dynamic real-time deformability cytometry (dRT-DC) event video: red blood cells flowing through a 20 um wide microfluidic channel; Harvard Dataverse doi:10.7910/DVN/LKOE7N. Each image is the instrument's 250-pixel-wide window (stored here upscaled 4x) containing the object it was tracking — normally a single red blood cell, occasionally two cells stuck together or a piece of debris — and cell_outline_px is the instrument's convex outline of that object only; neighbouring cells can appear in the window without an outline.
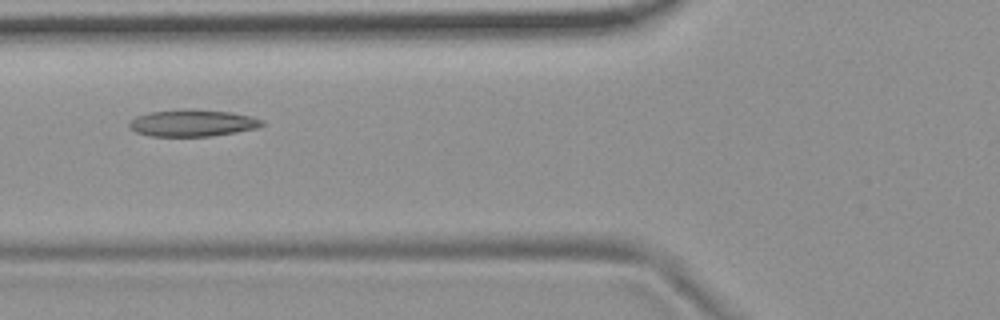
{"species": "common noctule bat (a hibernating species)", "species_latin": "Nyctalus noctula", "temperature_condition": "room temperature", "stored_images_in_passage": 10, "camera_frame_rate_fps": 3000, "um_per_image_px": 0.085, "animal": {"sex": "female", "body_mass_g": 19.9}, "frame": {"image": 1, "passage_image": 5, "time_ms": 1.333, "image_size_px": [1000, 320], "cell_outline_px": [[264, 124], [256, 128], [236, 132], [212, 136], [148, 136], [136, 132], [128, 128], [128, 124], [136, 116], [148, 112], [192, 108], [232, 112], [252, 116], [264, 120]], "centroid_in_image_um": [16.36, 10.45], "position_along_channel_um": 109.4, "area_um2": 21.04}}
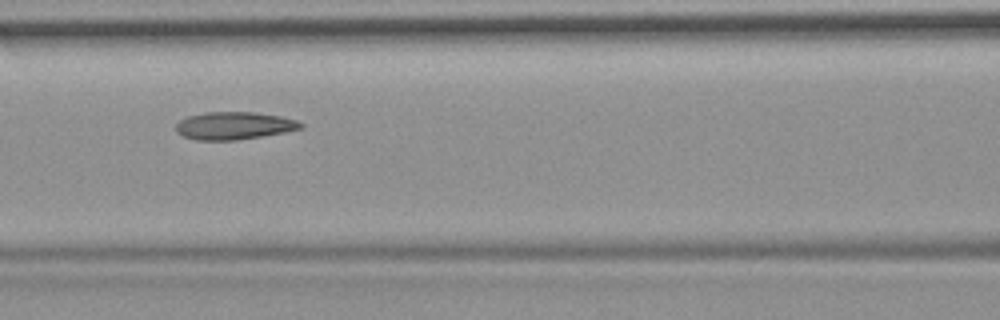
{"frame": {"image": 2, "passage_image": 6, "time_ms": 1.667, "image_size_px": [1000, 320], "cell_outline_px": [[304, 128], [284, 132], [236, 140], [196, 140], [184, 136], [176, 132], [176, 124], [180, 120], [188, 116], [204, 112], [256, 112], [280, 116], [296, 120], [304, 124]], "centroid_in_image_um": [19.89, 10.68], "position_along_channel_um": 146.7, "area_um2": 20.06}}
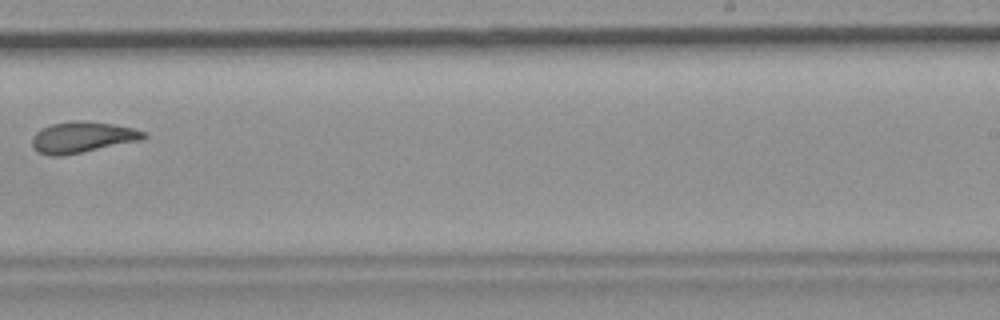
{"frame": {"image": 3, "passage_image": 9, "time_ms": 2.667, "image_size_px": [1000, 320], "cell_outline_px": [[148, 136], [140, 140], [64, 156], [48, 156], [32, 148], [32, 136], [40, 128], [52, 124], [72, 120], [80, 120], [116, 124], [132, 128], [144, 132]], "centroid_in_image_um": [6.95, 11.66], "position_along_channel_um": 282.0, "area_um2": 20.29}}